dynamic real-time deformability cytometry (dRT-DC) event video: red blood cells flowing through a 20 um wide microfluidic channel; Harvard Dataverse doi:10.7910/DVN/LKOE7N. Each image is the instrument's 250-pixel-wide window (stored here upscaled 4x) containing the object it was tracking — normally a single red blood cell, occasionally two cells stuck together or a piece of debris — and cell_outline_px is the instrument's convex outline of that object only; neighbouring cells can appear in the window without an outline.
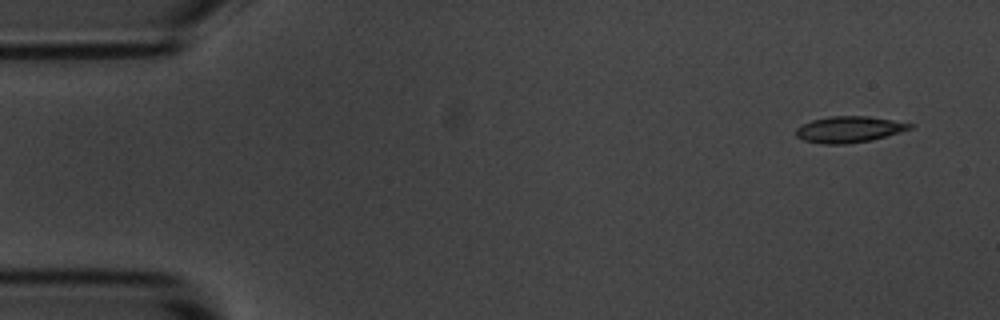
{"species": "common noctule bat (a hibernating species)", "species_latin": "Nyctalus noctula", "temperature_condition": "room temperature", "stored_images_in_passage": 14, "camera_frame_rate_fps": 3000, "um_per_image_px": 0.085, "animal": {"sex": "male", "body_mass_g": 20.1, "forearm_length_mm": 53.5}, "frame": {"image": 1, "passage_image": 1, "time_ms": 0.0, "image_size_px": [1000, 320], "cell_outline_px": [[916, 124], [912, 128], [900, 132], [872, 140], [848, 144], [824, 144], [804, 140], [796, 136], [796, 128], [800, 124], [812, 120], [828, 116], [868, 116]], "centroid_in_image_um": [72.16, 10.99], "position_along_channel_um": 12.8, "area_um2": 17.51}}
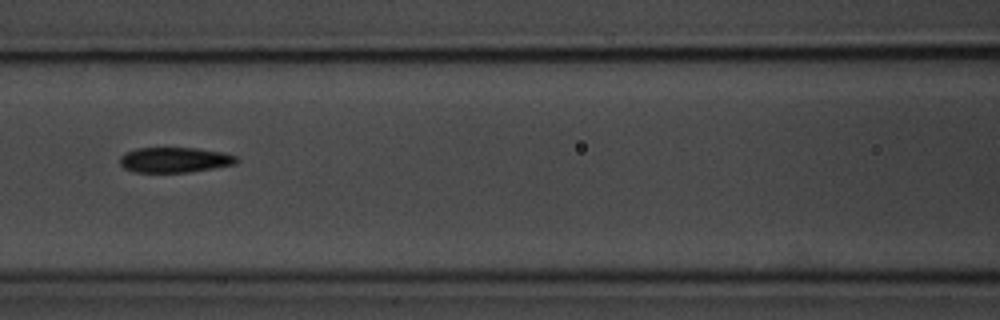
{"frame": {"image": 2, "passage_image": 6, "time_ms": 6.667, "image_size_px": [1000, 320], "cell_outline_px": [[240, 160], [236, 164], [188, 172], [136, 172], [124, 168], [120, 164], [120, 156], [124, 152], [136, 148], [196, 148], [224, 152], [236, 156]], "centroid_in_image_um": [14.85, 13.58], "position_along_channel_um": 151.8, "area_um2": 17.22}}
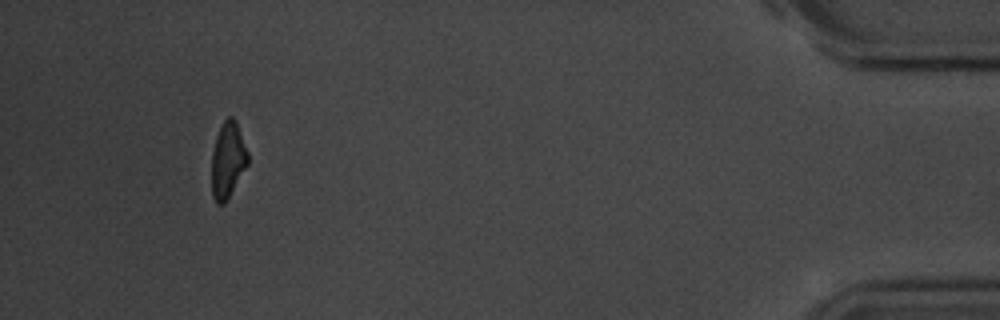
{"frame": {"image": 3, "passage_image": 13, "time_ms": 15.667, "image_size_px": [1000, 320], "cell_outline_px": [[248, 164], [224, 204], [216, 204], [212, 196], [212, 152], [216, 136], [224, 120], [228, 116], [232, 116], [236, 120], [248, 152]], "centroid_in_image_um": [19.36, 13.59], "position_along_channel_um": 415.8, "area_um2": 15.95}, "authors_computed_cell_mechanics": {"area_um2": 17.5134, "velocity_mm_per_s": 3.6994, "shape_relaxation_time_tau1_ms": 4.0321, "shape_relaxation_time_tau2_ms": null, "deformation_change_tau1": 0.1303, "deformation_change_tau2": null}}